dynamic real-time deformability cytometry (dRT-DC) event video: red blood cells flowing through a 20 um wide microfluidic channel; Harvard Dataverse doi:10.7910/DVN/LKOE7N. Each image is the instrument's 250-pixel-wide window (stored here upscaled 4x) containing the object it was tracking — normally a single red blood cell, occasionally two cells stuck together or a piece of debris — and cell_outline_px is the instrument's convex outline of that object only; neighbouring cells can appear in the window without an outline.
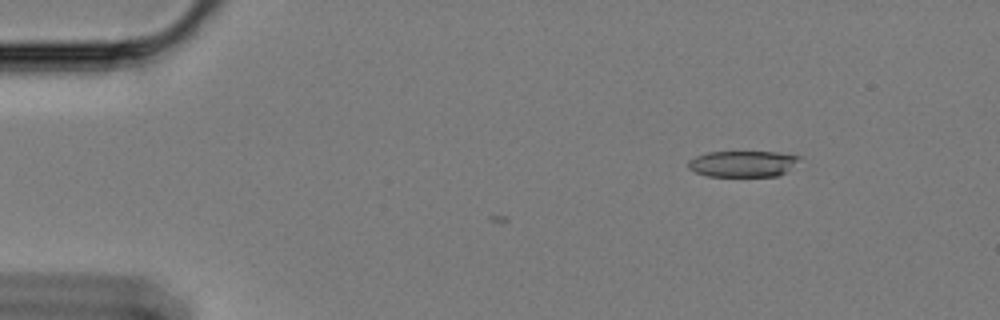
{"species": "Egyptian fruit bat (a non-hibernating species)", "species_latin": "Rousettus aegyptiacus", "temperature_condition": "cold", "stored_images_in_passage": 7, "camera_frame_rate_fps": 3000, "um_per_image_px": 0.085, "animal": {"sex": "female"}, "frame": {"image": 1, "passage_image": 7, "time_ms": 2.0, "image_size_px": [1000, 320], "cell_outline_px": [[804, 156], [784, 172], [776, 176], [708, 176], [696, 172], [688, 168], [688, 160], [696, 156], [708, 152], [780, 152]], "centroid_in_image_um": [63.13, 13.91], "position_along_channel_um": 21.9, "area_um2": 16.88}}